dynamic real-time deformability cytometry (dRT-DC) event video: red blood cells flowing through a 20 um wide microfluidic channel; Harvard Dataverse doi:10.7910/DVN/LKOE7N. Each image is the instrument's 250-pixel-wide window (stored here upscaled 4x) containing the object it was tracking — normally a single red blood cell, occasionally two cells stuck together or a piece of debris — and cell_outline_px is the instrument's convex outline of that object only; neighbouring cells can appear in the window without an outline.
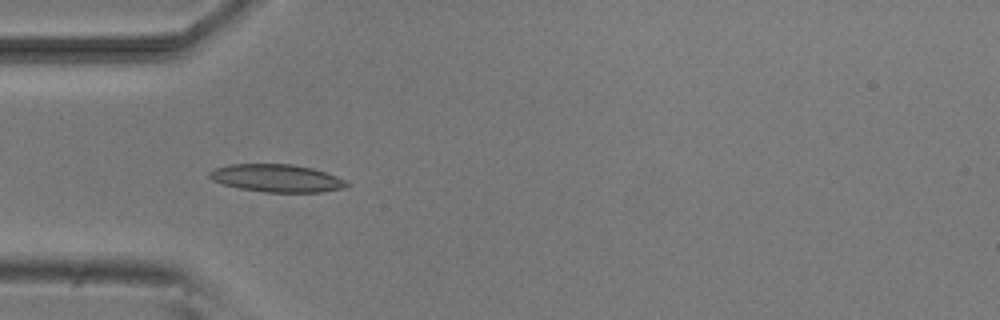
{"species": "common noctule bat (a hibernating species)", "species_latin": "Nyctalus noctula", "temperature_condition": "room temperature", "stored_images_in_passage": 5, "camera_frame_rate_fps": 3000, "um_per_image_px": 0.085, "animal": {"sex": "male", "body_mass_g": 20.5, "forearm_length_mm": 52.5}, "frame": {"image": 1, "passage_image": 5, "time_ms": 4.667, "image_size_px": [1000, 320], "cell_outline_px": [[352, 184], [348, 188], [320, 192], [264, 192], [240, 188], [224, 184], [212, 180], [208, 176], [208, 172], [216, 168], [232, 164], [292, 164], [312, 168], [348, 180]], "centroid_in_image_um": [23.59, 15.15], "position_along_channel_um": 61.4, "area_um2": 22.25}}